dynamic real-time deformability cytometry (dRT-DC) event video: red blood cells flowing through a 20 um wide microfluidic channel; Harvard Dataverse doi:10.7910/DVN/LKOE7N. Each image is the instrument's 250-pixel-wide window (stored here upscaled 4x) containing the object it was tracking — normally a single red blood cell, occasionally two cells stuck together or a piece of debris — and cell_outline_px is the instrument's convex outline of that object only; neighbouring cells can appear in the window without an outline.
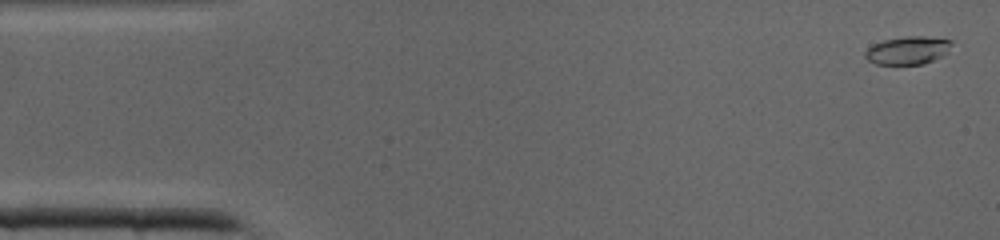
{"species": "common noctule bat (a hibernating species)", "species_latin": "Nyctalus noctula", "temperature_condition": "cold", "stored_images_in_passage": 41, "camera_frame_rate_fps": 3000, "um_per_image_px": 0.085, "animal": {"sex": "male", "body_mass_g": 19.0, "forearm_length_mm": 50.8}, "frame": {"image": 1, "passage_image": 2, "time_ms": 0.333, "image_size_px": [1000, 240], "cell_outline_px": [[952, 44], [948, 52], [944, 56], [924, 64], [876, 64], [868, 60], [864, 56], [864, 52], [872, 44], [884, 40], [904, 36], [924, 36], [952, 40]], "centroid_in_image_um": [77.17, 4.28], "position_along_channel_um": 7.8, "area_um2": 14.28}}
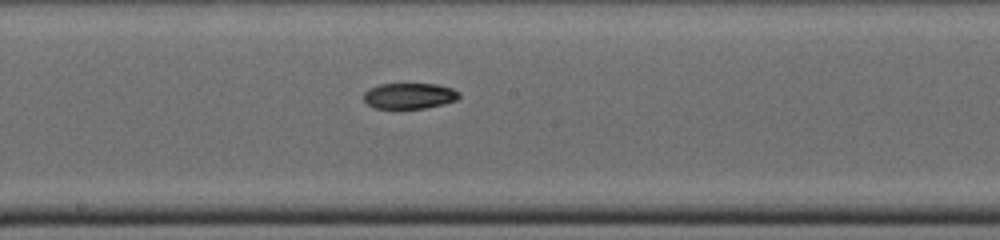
{"frame": {"image": 2, "passage_image": 22, "time_ms": 7.0, "image_size_px": [1000, 240], "cell_outline_px": [[460, 96], [456, 100], [444, 104], [424, 108], [376, 108], [368, 104], [364, 100], [364, 92], [368, 88], [380, 84], [436, 84], [452, 88], [460, 92]], "centroid_in_image_um": [34.8, 8.14], "position_along_channel_um": 213.4, "area_um2": 14.33}}
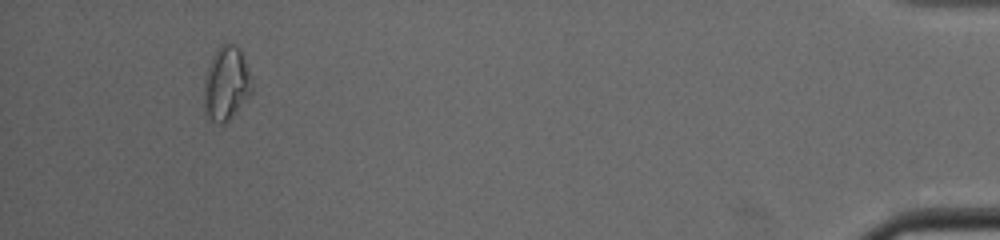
{"frame": {"image": 3, "passage_image": 39, "time_ms": 12.667, "image_size_px": [1000, 240], "cell_outline_px": [[252, 92], [228, 120], [224, 124], [220, 124], [212, 120], [204, 112], [204, 76], [212, 56], [216, 48], [220, 44], [236, 44], [240, 48], [248, 68], [252, 80]], "centroid_in_image_um": [19.22, 7.06], "position_along_channel_um": 416.0, "area_um2": 20.69}}